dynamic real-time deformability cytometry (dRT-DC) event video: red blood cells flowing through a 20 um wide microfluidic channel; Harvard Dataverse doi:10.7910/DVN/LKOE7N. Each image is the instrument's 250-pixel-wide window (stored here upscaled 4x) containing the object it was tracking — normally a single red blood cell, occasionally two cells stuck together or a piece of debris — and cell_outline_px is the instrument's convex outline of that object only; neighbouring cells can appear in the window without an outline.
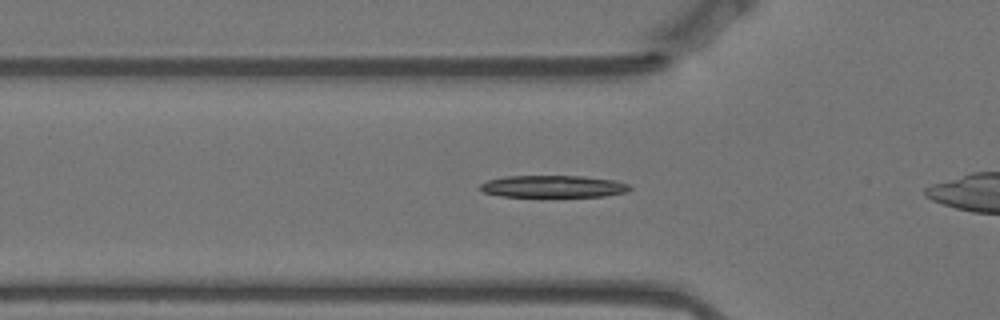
{"species": "Egyptian fruit bat (a non-hibernating species)", "species_latin": "Rousettus aegyptiacus", "temperature_condition": "warm", "stored_images_in_passage": 36, "camera_frame_rate_fps": 3000, "um_per_image_px": 0.085, "animal": {"sex": "female"}, "frame": {"image": 1, "passage_image": 8, "time_ms": 2.333, "image_size_px": [1000, 320], "cell_outline_px": [[632, 188], [628, 192], [604, 196], [500, 196], [484, 192], [480, 188], [480, 184], [488, 180], [508, 176], [584, 176], [616, 180], [628, 184]], "centroid_in_image_um": [47.07, 15.84], "position_along_channel_um": 78.7, "area_um2": 19.13}}
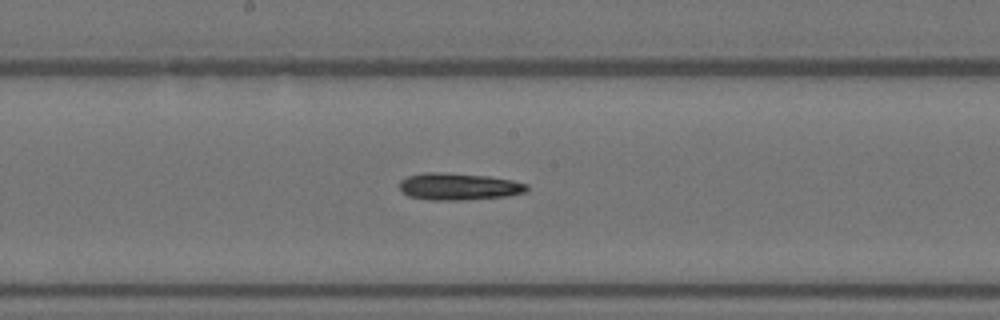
{"frame": {"image": 2, "passage_image": 19, "time_ms": 6.0, "image_size_px": [1000, 320], "cell_outline_px": [[528, 188], [524, 192], [508, 196], [464, 200], [432, 200], [408, 196], [400, 188], [400, 180], [408, 176], [424, 172], [444, 172], [488, 176], [512, 180], [528, 184]], "centroid_in_image_um": [38.99, 15.85], "position_along_channel_um": 209.2, "area_um2": 20.06}}
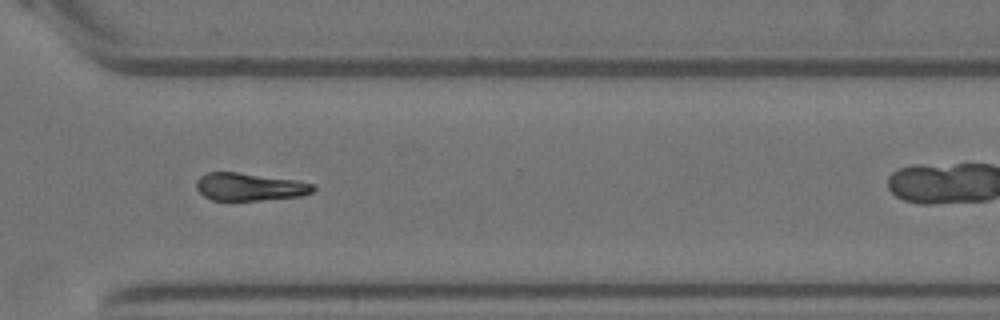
{"frame": {"image": 3, "passage_image": 31, "time_ms": 10.0, "image_size_px": [1000, 320], "cell_outline_px": [[316, 188], [312, 192], [300, 196], [260, 200], [212, 200], [204, 196], [196, 188], [196, 180], [200, 176], [208, 172], [236, 172], [296, 180], [316, 184]], "centroid_in_image_um": [21.22, 15.88], "position_along_channel_um": 349.4, "area_um2": 18.84}}